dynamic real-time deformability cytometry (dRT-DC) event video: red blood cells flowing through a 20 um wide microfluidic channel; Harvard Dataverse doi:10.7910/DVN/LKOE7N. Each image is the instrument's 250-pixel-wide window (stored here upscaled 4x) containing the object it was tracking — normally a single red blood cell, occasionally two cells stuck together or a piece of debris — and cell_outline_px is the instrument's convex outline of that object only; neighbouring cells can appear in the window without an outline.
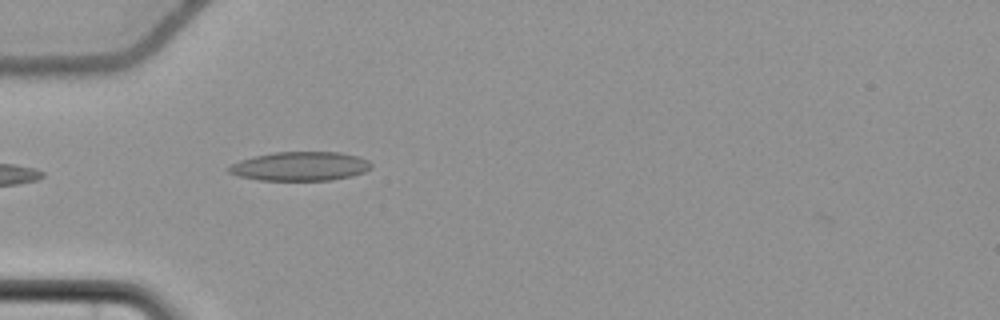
{"species": "common noctule bat (a hibernating species)", "species_latin": "Nyctalus noctula", "temperature_condition": "cold", "stored_images_in_passage": 21, "camera_frame_rate_fps": 3000, "um_per_image_px": 0.085, "animal": {"sex": "female", "body_mass_g": 22.7, "forearm_length_mm": 54.2}, "frame": {"image": 1, "passage_image": 3, "time_ms": 0.667, "image_size_px": [1000, 320], "cell_outline_px": [[372, 168], [364, 172], [352, 176], [332, 180], [260, 180], [240, 176], [228, 172], [228, 168], [232, 164], [240, 160], [256, 156], [276, 152], [340, 152], [360, 156], [368, 160], [372, 164]], "centroid_in_image_um": [25.58, 14.13], "position_along_channel_um": 59.4, "area_um2": 24.04}}